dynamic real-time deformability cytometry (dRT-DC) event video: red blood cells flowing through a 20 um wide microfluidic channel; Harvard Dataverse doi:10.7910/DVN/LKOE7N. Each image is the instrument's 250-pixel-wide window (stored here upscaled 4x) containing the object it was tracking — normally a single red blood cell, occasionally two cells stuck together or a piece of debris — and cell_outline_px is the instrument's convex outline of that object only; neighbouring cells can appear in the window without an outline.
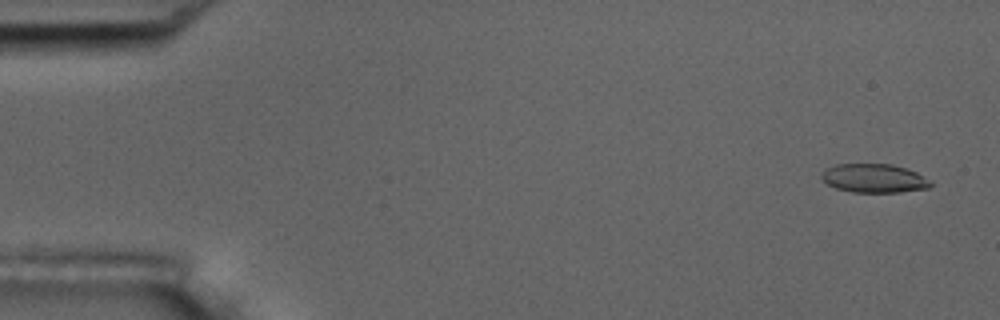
{"species": "common noctule bat (a hibernating species)", "species_latin": "Nyctalus noctula", "temperature_condition": "room temperature", "stored_images_in_passage": 5, "segment_of_instrument_passage": [1, 2], "camera_frame_rate_fps": 3000, "um_per_image_px": 0.085, "animal": {"sex": "male", "body_mass_g": 17.5, "forearm_length_mm": 52.3}, "frame": {"image": 1, "passage_image": 1, "time_ms": 0.0, "image_size_px": [1000, 320], "cell_outline_px": [[932, 184], [928, 188], [900, 192], [852, 192], [836, 188], [828, 184], [820, 176], [820, 172], [836, 164], [892, 164], [916, 172], [924, 176]], "centroid_in_image_um": [74.27, 15.15], "position_along_channel_um": 10.7, "area_um2": 18.15}}
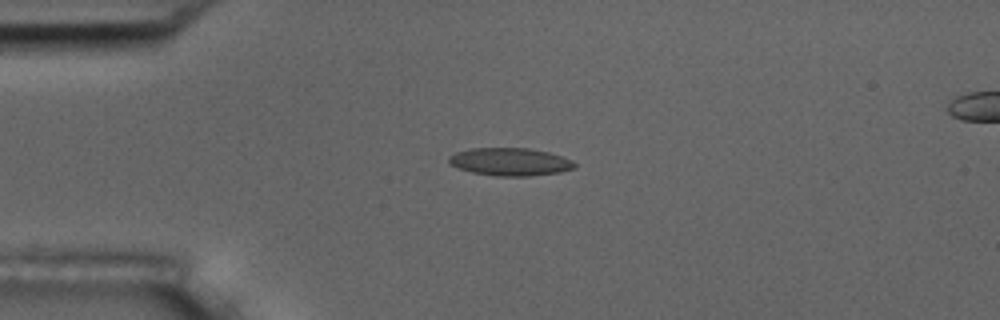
{"frame": {"image": 2, "passage_image": 4, "time_ms": 3.667, "image_size_px": [1000, 320], "cell_outline_px": [[576, 168], [560, 172], [532, 176], [496, 176], [472, 172], [448, 164], [448, 156], [456, 152], [468, 148], [528, 148], [548, 152], [572, 160], [576, 164]], "centroid_in_image_um": [43.35, 13.75], "position_along_channel_um": 41.7, "area_um2": 20.46}}